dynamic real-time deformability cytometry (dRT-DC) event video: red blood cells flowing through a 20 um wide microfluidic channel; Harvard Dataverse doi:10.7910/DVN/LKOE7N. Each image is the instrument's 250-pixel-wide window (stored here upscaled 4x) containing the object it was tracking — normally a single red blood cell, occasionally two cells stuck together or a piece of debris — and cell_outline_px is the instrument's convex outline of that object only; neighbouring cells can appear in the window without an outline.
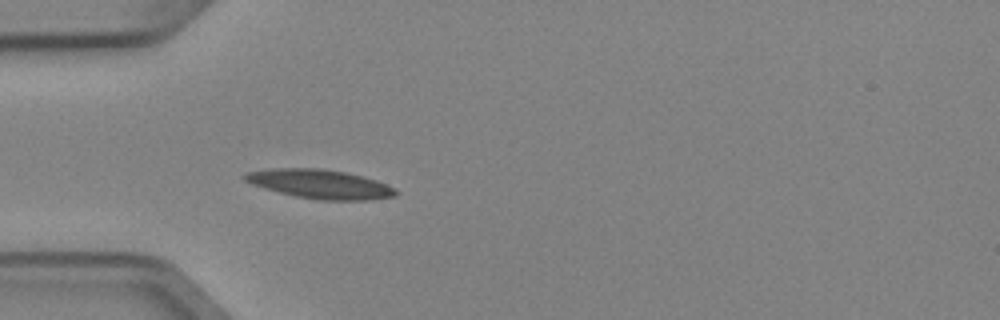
{"species": "Egyptian fruit bat (a non-hibernating species)", "species_latin": "Rousettus aegyptiacus", "temperature_condition": "cold", "stored_images_in_passage": 4, "camera_frame_rate_fps": 3000, "um_per_image_px": 0.085, "animal": {"sex": "female"}, "frame": {"image": 1, "passage_image": 4, "time_ms": 1.0, "image_size_px": [1000, 320], "cell_outline_px": [[400, 192], [396, 196], [368, 200], [316, 200], [296, 196], [264, 188], [252, 184], [244, 180], [240, 176], [248, 172], [272, 168], [320, 168], [344, 172], [364, 176], [376, 180], [396, 188]], "centroid_in_image_um": [27.23, 15.64], "position_along_channel_um": 57.8, "area_um2": 25.66}}